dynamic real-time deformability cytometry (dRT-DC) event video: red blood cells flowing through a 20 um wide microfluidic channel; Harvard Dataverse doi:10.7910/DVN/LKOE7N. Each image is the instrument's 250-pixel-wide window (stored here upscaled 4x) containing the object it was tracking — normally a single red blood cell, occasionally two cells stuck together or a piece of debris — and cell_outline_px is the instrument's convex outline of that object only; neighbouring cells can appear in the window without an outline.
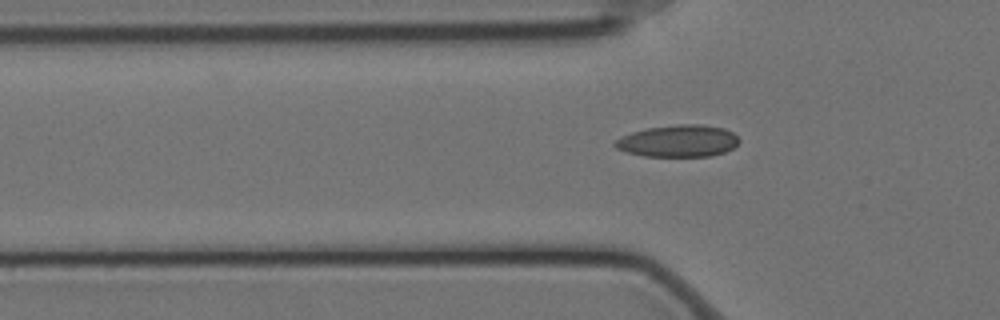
{"species": "Egyptian fruit bat (a non-hibernating species)", "species_latin": "Rousettus aegyptiacus", "temperature_condition": "cold", "stored_images_in_passage": 44, "camera_frame_rate_fps": 3000, "um_per_image_px": 0.085, "animal": {"sex": "female"}, "frame": {"image": 1, "passage_image": 10, "time_ms": 3.0, "image_size_px": [1000, 320], "cell_outline_px": [[740, 140], [732, 148], [724, 152], [712, 156], [644, 156], [628, 152], [616, 148], [612, 144], [616, 140], [632, 132], [648, 128], [676, 124], [704, 124], [724, 128], [732, 132]], "centroid_in_image_um": [57.66, 11.98], "position_along_channel_um": 68.1, "area_um2": 23.0}}
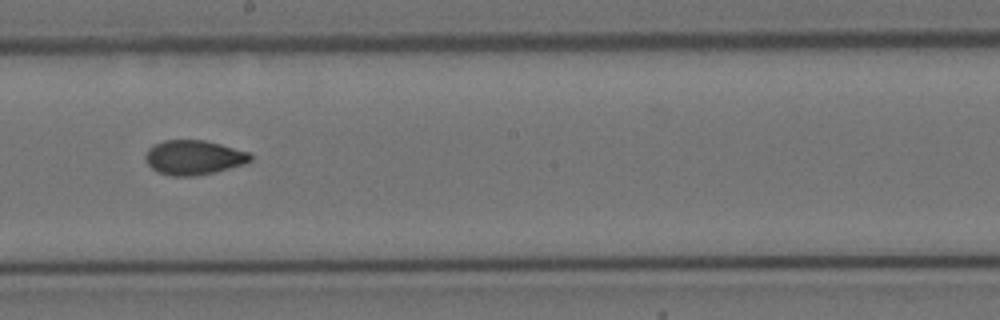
{"frame": {"image": 2, "passage_image": 24, "time_ms": 7.667, "image_size_px": [1000, 320], "cell_outline_px": [[252, 160], [244, 164], [196, 176], [172, 176], [160, 172], [152, 168], [148, 164], [144, 156], [148, 148], [164, 140], [204, 140], [220, 144], [248, 152], [252, 156]], "centroid_in_image_um": [16.45, 13.38], "position_along_channel_um": 231.7, "area_um2": 20.87}}
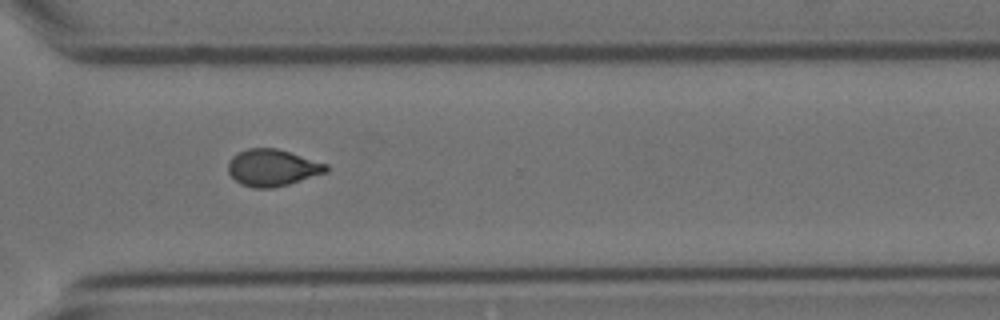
{"frame": {"image": 3, "passage_image": 34, "time_ms": 11.0, "image_size_px": [1000, 320], "cell_outline_px": [[328, 172], [288, 184], [272, 188], [252, 188], [240, 184], [228, 172], [228, 164], [232, 156], [248, 148], [276, 148], [328, 164]], "centroid_in_image_um": [23.16, 14.26], "position_along_channel_um": 347.4, "area_um2": 20.92}, "authors_computed_cell_mechanics": {"area_um2": 20.9236, "velocity_mm_per_s": 3.4816, "shape_relaxation_time_tau1_ms": 7.499, "shape_relaxation_time_tau2_ms": 2.1586, "deformation_change_tau1": 0.1748, "deformation_change_tau2": 0.0745}}